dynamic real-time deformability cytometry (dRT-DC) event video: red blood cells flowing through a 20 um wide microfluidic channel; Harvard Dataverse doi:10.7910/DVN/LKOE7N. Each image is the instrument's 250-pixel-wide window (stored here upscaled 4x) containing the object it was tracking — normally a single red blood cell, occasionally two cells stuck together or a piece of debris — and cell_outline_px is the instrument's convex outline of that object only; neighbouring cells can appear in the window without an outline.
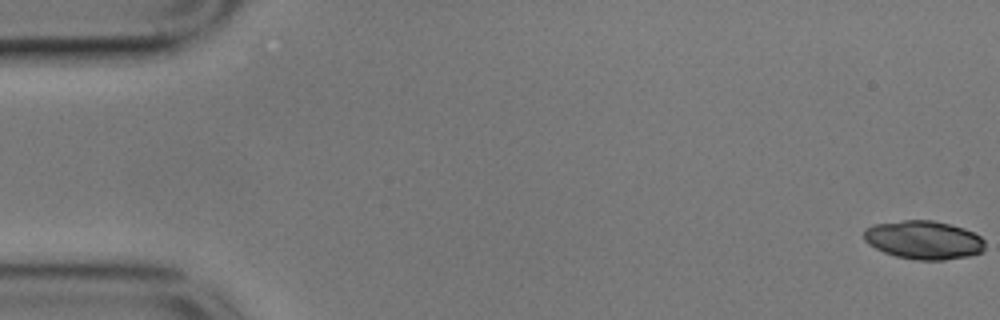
{"species": "common noctule bat (a hibernating species)", "species_latin": "Nyctalus noctula", "temperature_condition": "cold", "stored_images_in_passage": 14, "camera_frame_rate_fps": 3000, "um_per_image_px": 0.085, "animal": {"sex": "male", "body_mass_g": 17.9}, "frame": {"image": 1, "passage_image": 1, "time_ms": 0.0, "image_size_px": [1000, 320], "cell_outline_px": [[984, 252], [968, 256], [944, 260], [916, 260], [896, 256], [884, 252], [868, 244], [864, 240], [864, 228], [872, 224], [904, 220], [932, 220], [964, 228], [980, 236], [984, 240]], "centroid_in_image_um": [78.5, 20.39], "position_along_channel_um": 6.5, "area_um2": 27.28}}